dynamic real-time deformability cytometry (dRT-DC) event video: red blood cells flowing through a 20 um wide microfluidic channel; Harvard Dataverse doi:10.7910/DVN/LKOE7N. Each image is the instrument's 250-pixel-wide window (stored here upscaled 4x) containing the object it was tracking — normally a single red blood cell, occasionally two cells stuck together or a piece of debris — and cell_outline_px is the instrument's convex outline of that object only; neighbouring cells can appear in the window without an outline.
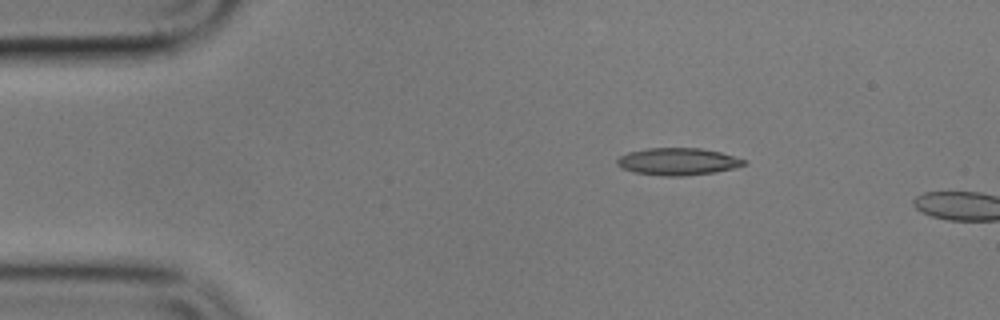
{"species": "common noctule bat (a hibernating species)", "species_latin": "Nyctalus noctula", "temperature_condition": "cold", "stored_images_in_passage": 3, "camera_frame_rate_fps": 3000, "um_per_image_px": 0.085, "animal": {"sex": "male", "body_mass_g": 17.9}, "frame": {"image": 1, "passage_image": 2, "time_ms": 1.333, "image_size_px": [1000, 320], "cell_outline_px": [[744, 164], [732, 168], [716, 172], [684, 176], [664, 176], [636, 172], [624, 168], [616, 164], [616, 160], [620, 156], [628, 152], [648, 148], [700, 148], [720, 152], [744, 160]], "centroid_in_image_um": [57.58, 13.73], "position_along_channel_um": 27.4, "area_um2": 19.77}}